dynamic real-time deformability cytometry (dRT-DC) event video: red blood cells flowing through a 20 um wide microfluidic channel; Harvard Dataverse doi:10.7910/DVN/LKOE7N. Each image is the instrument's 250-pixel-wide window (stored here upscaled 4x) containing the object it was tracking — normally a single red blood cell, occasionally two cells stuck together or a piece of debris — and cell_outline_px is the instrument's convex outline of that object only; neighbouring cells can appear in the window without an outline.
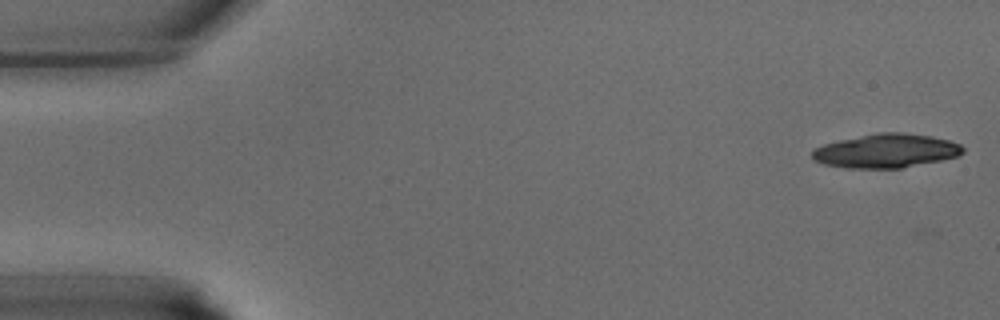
{"species": "common noctule bat (a hibernating species)", "species_latin": "Nyctalus noctula", "temperature_condition": "warm", "stored_images_in_passage": 40, "segment_of_instrument_passage": [1, 2], "camera_frame_rate_fps": 3000, "um_per_image_px": 0.085, "animal": {"sex": "male", "body_mass_g": 15.6}, "frame": {"image": 1, "passage_image": 1, "time_ms": 0.0, "image_size_px": [1000, 320], "cell_outline_px": [[964, 152], [960, 156], [904, 168], [844, 168], [824, 164], [812, 160], [812, 152], [816, 148], [824, 144], [840, 140], [880, 132], [904, 132], [932, 136], [948, 140], [960, 144], [964, 148]], "centroid_in_image_um": [75.35, 12.83], "position_along_channel_um": 9.6, "area_um2": 29.88}}
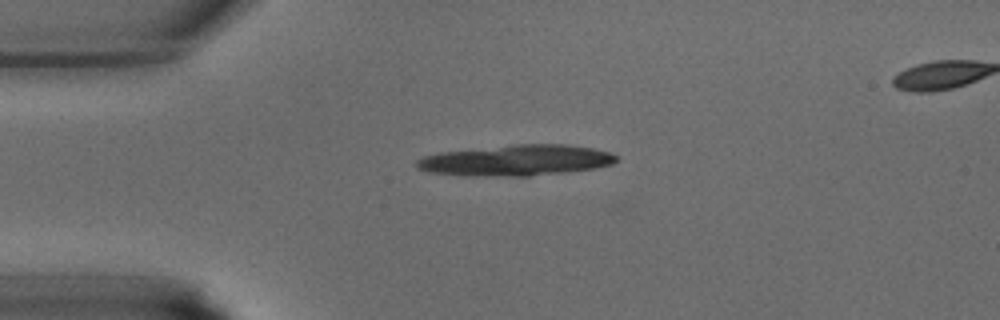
{"frame": {"image": 2, "passage_image": 9, "time_ms": 2.667, "image_size_px": [1000, 320], "cell_outline_px": [[620, 160], [612, 164], [596, 168], [564, 172], [528, 176], [464, 176], [428, 172], [416, 168], [416, 160], [424, 156], [440, 152], [516, 144], [568, 144], [592, 148], [612, 152]], "centroid_in_image_um": [43.88, 13.63], "position_along_channel_um": 41.1, "area_um2": 36.18}}